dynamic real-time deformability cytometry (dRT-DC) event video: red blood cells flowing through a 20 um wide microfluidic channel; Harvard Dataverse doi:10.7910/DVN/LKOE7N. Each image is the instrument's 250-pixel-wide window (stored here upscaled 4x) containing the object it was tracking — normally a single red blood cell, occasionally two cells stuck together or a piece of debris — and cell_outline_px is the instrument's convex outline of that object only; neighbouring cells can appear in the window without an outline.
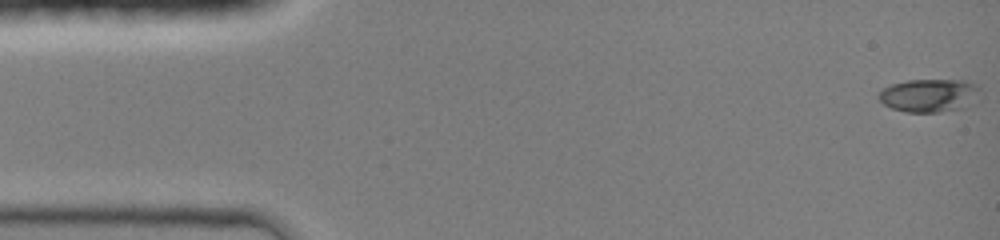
{"species": "common noctule bat (a hibernating species)", "species_latin": "Nyctalus noctula", "temperature_condition": "room temperature", "stored_images_in_passage": 45, "camera_frame_rate_fps": 3000, "um_per_image_px": 0.085, "animal": {"sex": "female", "body_mass_g": 19.0, "forearm_length_mm": 51.5}, "frame": {"image": 1, "passage_image": 1, "time_ms": 0.0, "image_size_px": [1000, 240], "cell_outline_px": [[980, 88], [976, 104], [964, 108], [936, 112], [904, 112], [892, 108], [884, 104], [876, 96], [884, 88], [892, 84], [908, 80], [968, 80], [976, 84]], "centroid_in_image_um": [79.04, 8.11], "position_along_channel_um": 6.0, "area_um2": 19.88}}
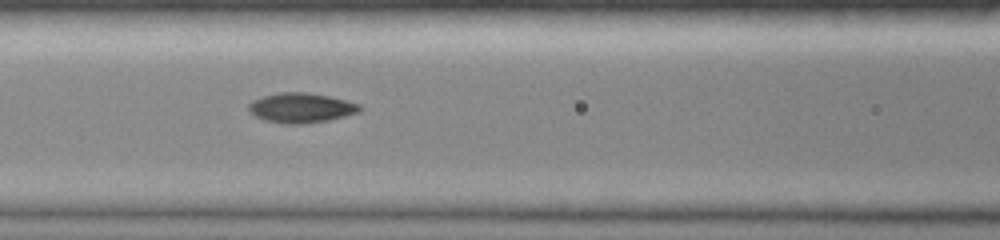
{"frame": {"image": 2, "passage_image": 19, "time_ms": 6.0, "image_size_px": [1000, 240], "cell_outline_px": [[364, 108], [360, 112], [328, 120], [300, 124], [284, 124], [264, 120], [248, 112], [248, 104], [252, 100], [264, 96], [280, 92], [308, 92], [328, 96], [360, 104]], "centroid_in_image_um": [25.58, 9.16], "position_along_channel_um": 141.0, "area_um2": 19.36}}
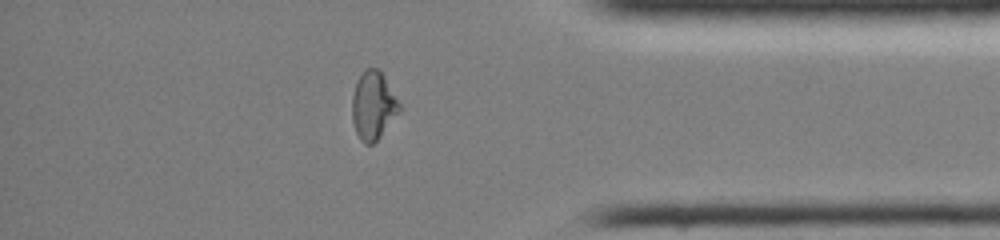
{"frame": {"image": 3, "passage_image": 38, "time_ms": 12.333, "image_size_px": [1000, 240], "cell_outline_px": [[400, 112], [380, 136], [372, 144], [364, 144], [360, 140], [356, 132], [352, 120], [352, 96], [356, 80], [364, 68], [380, 68], [400, 104]], "centroid_in_image_um": [31.71, 8.94], "position_along_channel_um": 403.5, "area_um2": 18.9}, "authors_computed_cell_mechanics": {"area_um2": 18.4382, "velocity_mm_per_s": 4.3226, "shape_relaxation_time_tau1_ms": 10.1887, "shape_relaxation_time_tau2_ms": 1.7472, "deformation_change_tau1": 0.3501, "deformation_change_tau2": 0.0547}}